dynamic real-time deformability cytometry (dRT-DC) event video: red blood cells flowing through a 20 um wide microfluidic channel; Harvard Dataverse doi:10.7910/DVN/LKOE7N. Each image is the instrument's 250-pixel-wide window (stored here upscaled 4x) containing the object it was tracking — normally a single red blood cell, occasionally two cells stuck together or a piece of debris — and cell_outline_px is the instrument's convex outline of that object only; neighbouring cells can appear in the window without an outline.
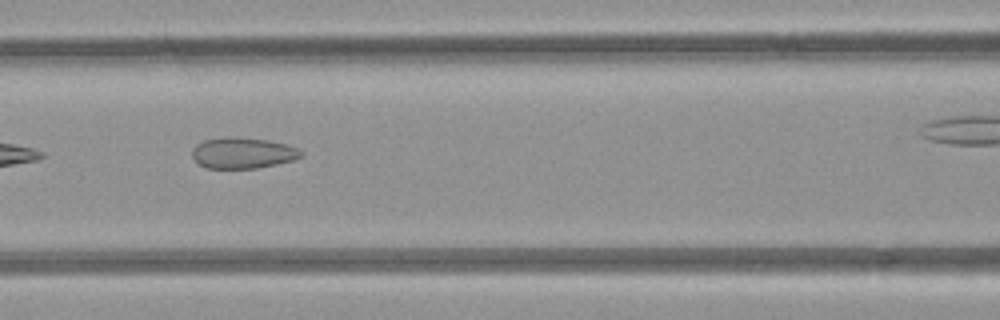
{"species": "common noctule bat (a hibernating species)", "species_latin": "Nyctalus noctula", "temperature_condition": "room temperature", "stored_images_in_passage": 6, "camera_frame_rate_fps": 3000, "um_per_image_px": 0.085, "animal": {"sex": "female", "body_mass_g": 21.9}, "frame": {"image": 1, "passage_image": 3, "time_ms": 2.333, "image_size_px": [1000, 320], "cell_outline_px": [[304, 156], [292, 160], [276, 164], [256, 168], [208, 168], [200, 164], [192, 156], [192, 148], [196, 144], [204, 140], [224, 136], [236, 136], [268, 140], [284, 144], [296, 148], [304, 152]], "centroid_in_image_um": [20.62, 12.98], "position_along_channel_um": 146.0, "area_um2": 19.71}}
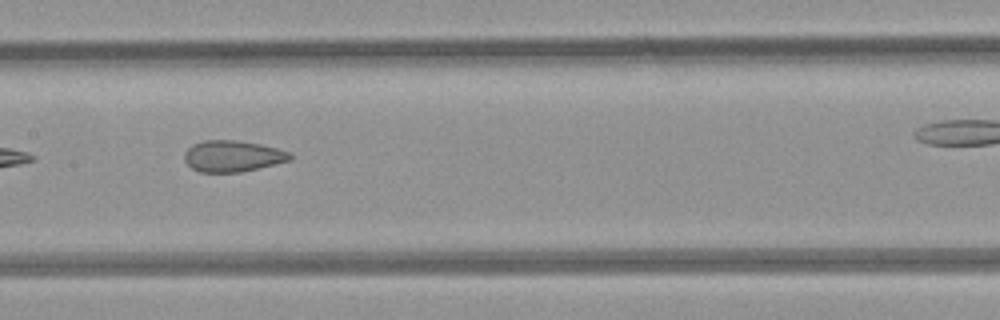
{"frame": {"image": 2, "passage_image": 4, "time_ms": 3.333, "image_size_px": [1000, 320], "cell_outline_px": [[292, 160], [276, 164], [240, 172], [200, 172], [192, 168], [184, 160], [184, 152], [192, 144], [204, 140], [236, 140], [260, 144], [292, 152]], "centroid_in_image_um": [19.78, 13.26], "position_along_channel_um": 187.6, "area_um2": 19.36}}